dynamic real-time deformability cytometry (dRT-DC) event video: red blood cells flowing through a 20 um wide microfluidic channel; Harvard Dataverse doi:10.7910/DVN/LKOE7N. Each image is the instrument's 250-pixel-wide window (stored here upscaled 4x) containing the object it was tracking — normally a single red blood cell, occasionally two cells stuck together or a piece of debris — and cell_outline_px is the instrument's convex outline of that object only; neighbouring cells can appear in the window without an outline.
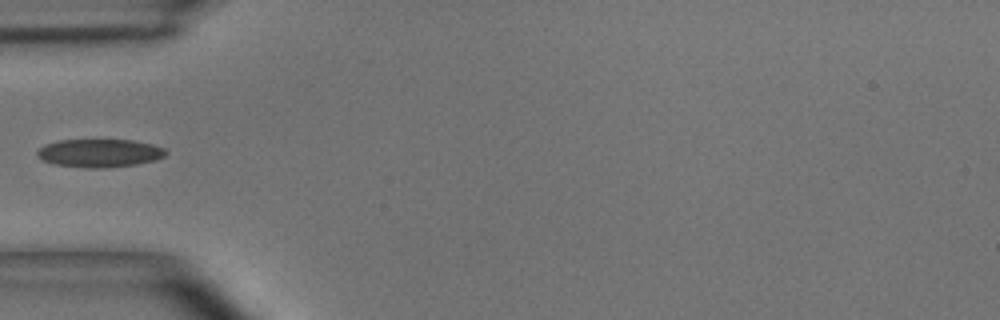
{"species": "common noctule bat (a hibernating species)", "species_latin": "Nyctalus noctula", "temperature_condition": "room temperature", "stored_images_in_passage": 6, "camera_frame_rate_fps": 3000, "um_per_image_px": 0.085, "animal": {"sex": "male", "body_mass_g": 15.6}, "frame": {"image": 1, "passage_image": 6, "time_ms": 1.667, "image_size_px": [1000, 320], "cell_outline_px": [[168, 152], [164, 156], [156, 160], [136, 164], [108, 168], [84, 168], [56, 164], [44, 160], [36, 156], [36, 152], [44, 144], [60, 140], [132, 140], [152, 144], [164, 148]], "centroid_in_image_um": [8.47, 13.01], "position_along_channel_um": 76.5, "area_um2": 21.15}}